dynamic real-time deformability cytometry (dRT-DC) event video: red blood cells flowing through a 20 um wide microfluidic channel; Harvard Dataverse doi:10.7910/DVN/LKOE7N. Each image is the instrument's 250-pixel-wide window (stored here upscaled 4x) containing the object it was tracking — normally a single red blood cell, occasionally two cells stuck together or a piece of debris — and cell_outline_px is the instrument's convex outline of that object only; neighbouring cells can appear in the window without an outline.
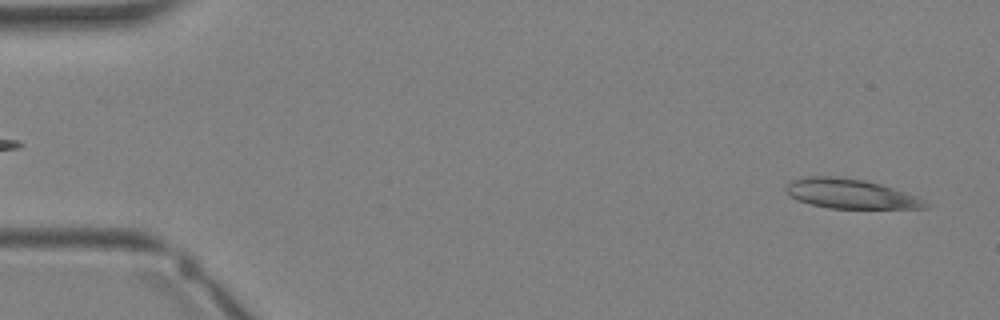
{"species": "Egyptian fruit bat (a non-hibernating species)", "species_latin": "Rousettus aegyptiacus", "temperature_condition": "warm", "stored_images_in_passage": 18, "camera_frame_rate_fps": 3000, "um_per_image_px": 0.085, "animal": {"sex": "female"}, "frame": {"image": 1, "passage_image": 1, "time_ms": 0.0, "image_size_px": [1000, 320], "cell_outline_px": [[928, 208], [828, 208], [796, 200], [788, 196], [784, 188], [792, 180], [804, 176], [832, 176], [864, 180], [880, 184], [916, 196], [924, 200], [928, 204]], "centroid_in_image_um": [72.23, 16.47], "position_along_channel_um": 12.8, "area_um2": 23.87}}
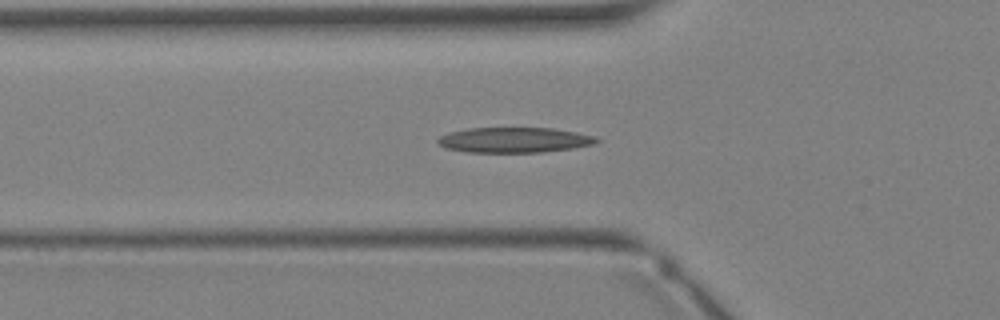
{"frame": {"image": 2, "passage_image": 11, "time_ms": 3.333, "image_size_px": [1000, 320], "cell_outline_px": [[600, 140], [592, 144], [572, 148], [540, 152], [468, 152], [448, 148], [440, 144], [436, 140], [440, 136], [448, 132], [468, 128], [552, 128], [576, 132], [596, 136]], "centroid_in_image_um": [43.71, 11.89], "position_along_channel_um": 82.1, "area_um2": 23.18}}
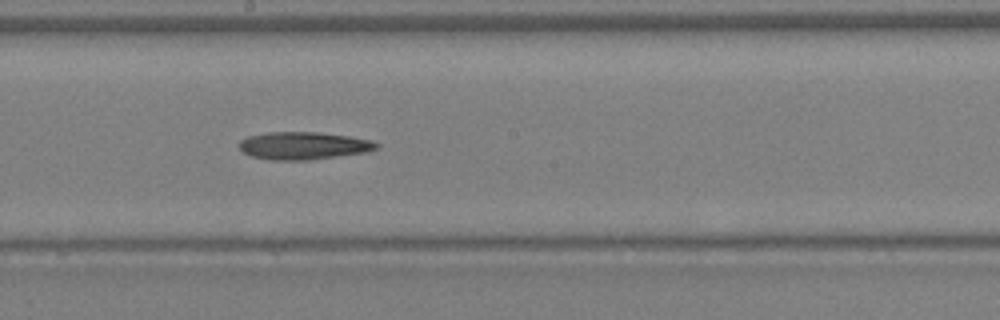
{"frame": {"image": 3, "passage_image": 18, "time_ms": 5.667, "image_size_px": [1000, 320], "cell_outline_px": [[380, 144], [376, 148], [364, 152], [308, 160], [272, 160], [252, 156], [244, 152], [240, 148], [240, 140], [248, 136], [268, 132], [316, 132], [348, 136], [372, 140]], "centroid_in_image_um": [25.78, 12.37], "position_along_channel_um": 222.4, "area_um2": 21.79}}